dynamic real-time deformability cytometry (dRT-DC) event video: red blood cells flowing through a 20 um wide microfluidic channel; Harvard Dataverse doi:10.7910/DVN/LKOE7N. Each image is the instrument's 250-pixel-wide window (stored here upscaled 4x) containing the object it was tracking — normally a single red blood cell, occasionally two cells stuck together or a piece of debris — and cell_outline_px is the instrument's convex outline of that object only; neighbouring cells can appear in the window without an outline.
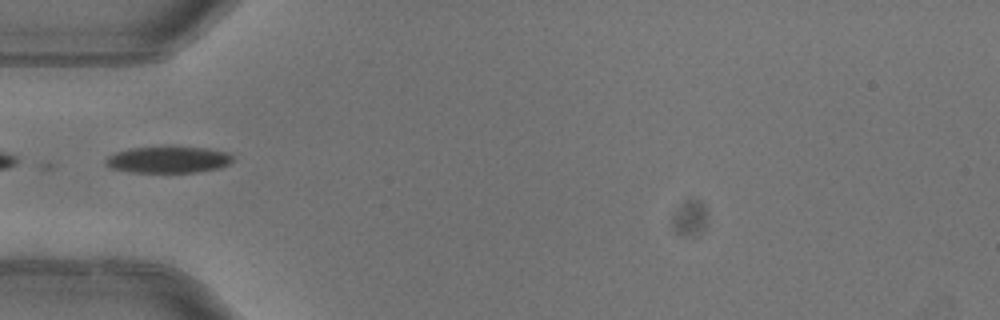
{"species": "common noctule bat (a hibernating species)", "species_latin": "Nyctalus noctula", "temperature_condition": "warm", "stored_images_in_passage": 2, "camera_frame_rate_fps": 3000, "um_per_image_px": 0.085, "animal": {"sex": "female"}, "frame": {"image": 1, "passage_image": 2, "time_ms": 0.333, "image_size_px": [1000, 320], "cell_outline_px": [[232, 160], [228, 164], [220, 168], [196, 172], [132, 172], [108, 168], [104, 164], [104, 160], [108, 156], [116, 152], [132, 148], [172, 144], [208, 148], [228, 152], [232, 156]], "centroid_in_image_um": [14.28, 13.53], "position_along_channel_um": 70.7, "area_um2": 20.46}}